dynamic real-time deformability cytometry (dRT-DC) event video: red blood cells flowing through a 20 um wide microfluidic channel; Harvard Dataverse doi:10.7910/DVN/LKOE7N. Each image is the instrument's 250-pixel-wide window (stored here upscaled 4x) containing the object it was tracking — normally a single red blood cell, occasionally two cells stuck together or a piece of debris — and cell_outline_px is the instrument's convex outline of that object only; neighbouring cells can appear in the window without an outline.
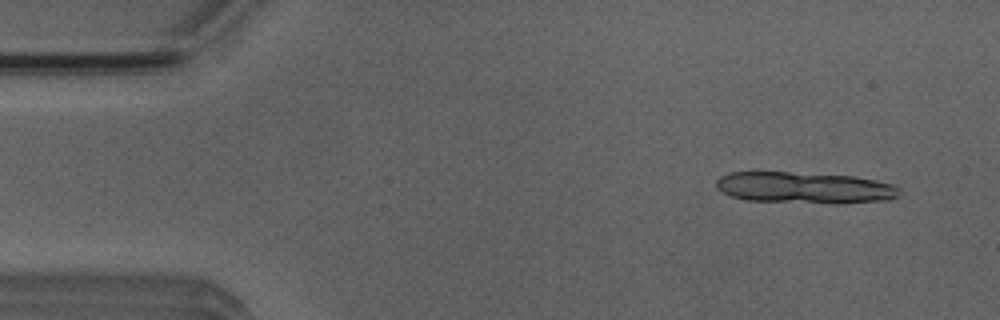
{"species": "Egyptian fruit bat (a non-hibernating species)", "species_latin": "Rousettus aegyptiacus", "temperature_condition": "room temperature", "stored_images_in_passage": 11, "camera_frame_rate_fps": 3000, "um_per_image_px": 0.085, "animal": {"sex": "male"}, "frame": {"image": 1, "passage_image": 4, "time_ms": 1.0, "image_size_px": [1000, 320], "cell_outline_px": [[900, 192], [896, 196], [888, 200], [836, 204], [832, 204], [748, 200], [732, 196], [720, 192], [716, 188], [716, 180], [720, 176], [728, 172], [788, 172], [852, 176], [876, 180], [892, 184], [900, 188]], "centroid_in_image_um": [68.37, 15.96], "position_along_channel_um": 16.6, "area_um2": 33.76}}